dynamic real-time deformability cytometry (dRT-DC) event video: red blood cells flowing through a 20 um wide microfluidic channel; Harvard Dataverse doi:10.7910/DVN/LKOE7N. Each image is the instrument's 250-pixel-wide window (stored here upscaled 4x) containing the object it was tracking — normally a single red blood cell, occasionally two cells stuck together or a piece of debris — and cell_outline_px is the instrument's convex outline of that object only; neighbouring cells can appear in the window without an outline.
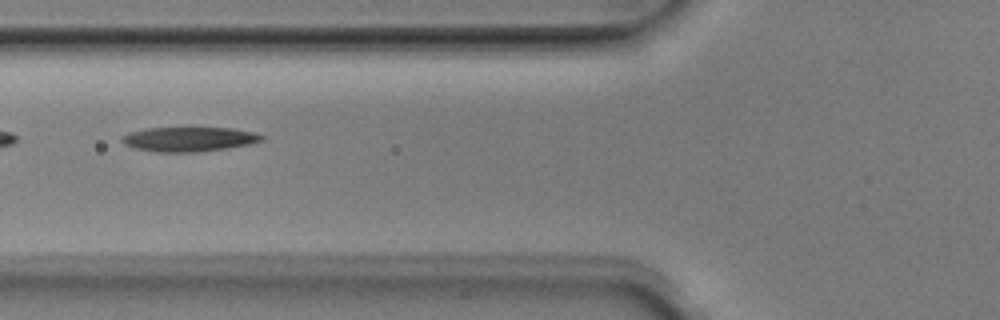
{"species": "Egyptian fruit bat (a non-hibernating species)", "species_latin": "Rousettus aegyptiacus", "temperature_condition": "room temperature", "stored_images_in_passage": 6, "camera_frame_rate_fps": 3000, "um_per_image_px": 0.085, "animal": {"sex": "male"}, "frame": {"image": 1, "passage_image": 5, "time_ms": 1.333, "image_size_px": [1000, 320], "cell_outline_px": [[264, 140], [252, 144], [196, 152], [156, 152], [132, 148], [124, 144], [120, 140], [120, 136], [128, 132], [148, 128], [184, 124], [188, 124], [232, 128], [256, 132], [264, 136]], "centroid_in_image_um": [16.04, 11.77], "position_along_channel_um": 109.8, "area_um2": 21.44}}
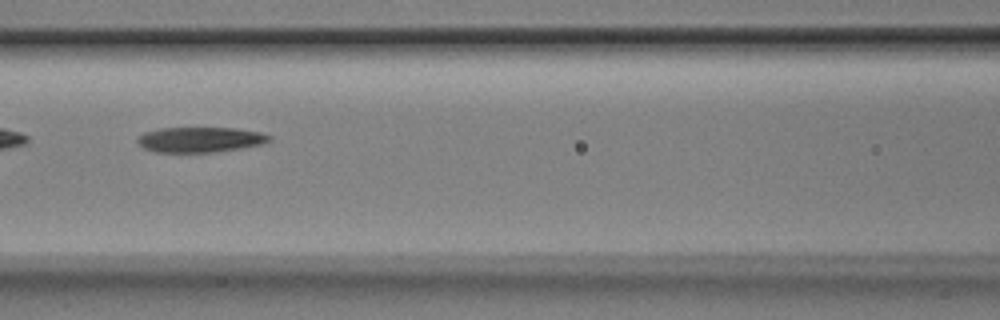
{"frame": {"image": 2, "passage_image": 6, "time_ms": 1.667, "image_size_px": [1000, 320], "cell_outline_px": [[272, 140], [264, 144], [240, 148], [212, 152], [156, 152], [144, 148], [136, 140], [144, 132], [160, 128], [236, 128], [260, 132], [272, 136]], "centroid_in_image_um": [17.05, 11.86], "position_along_channel_um": 149.6, "area_um2": 19.36}}